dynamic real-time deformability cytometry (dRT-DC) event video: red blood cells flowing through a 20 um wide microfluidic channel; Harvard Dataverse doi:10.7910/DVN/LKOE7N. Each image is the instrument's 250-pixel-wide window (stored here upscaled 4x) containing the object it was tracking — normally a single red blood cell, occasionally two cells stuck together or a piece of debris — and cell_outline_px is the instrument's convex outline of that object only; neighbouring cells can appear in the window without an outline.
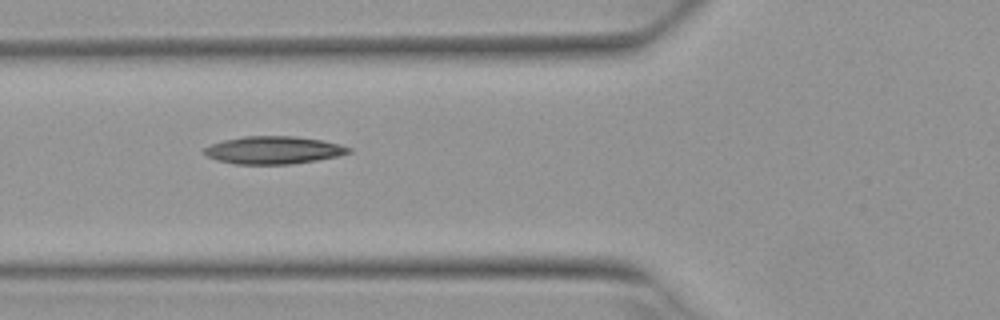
{"species": "Egyptian fruit bat (a non-hibernating species)", "species_latin": "Rousettus aegyptiacus", "temperature_condition": "warm", "stored_images_in_passage": 3, "camera_frame_rate_fps": 3000, "um_per_image_px": 0.085, "animal": {"sex": "female"}, "frame": {"image": 1, "passage_image": 2, "time_ms": 0.333, "image_size_px": [1000, 320], "cell_outline_px": [[352, 152], [336, 156], [316, 160], [292, 164], [236, 164], [216, 160], [208, 156], [204, 152], [204, 148], [212, 144], [224, 140], [244, 136], [296, 136], [320, 140], [340, 144], [352, 148]], "centroid_in_image_um": [23.26, 12.76], "position_along_channel_um": 102.5, "area_um2": 23.18}}
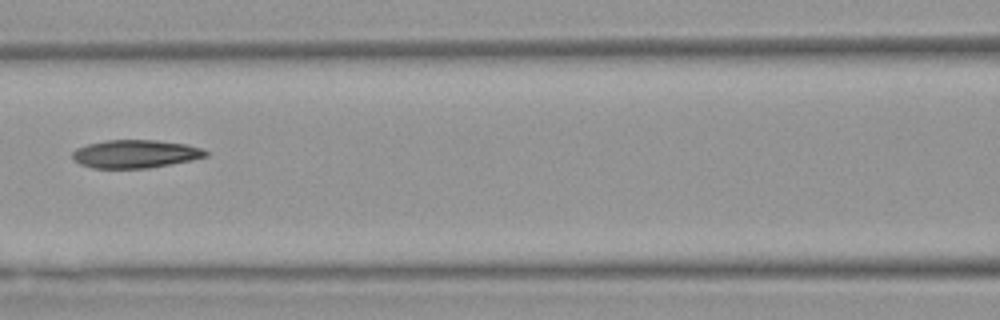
{"frame": {"image": 2, "passage_image": 3, "time_ms": 0.667, "image_size_px": [1000, 320], "cell_outline_px": [[208, 156], [192, 160], [148, 168], [92, 168], [80, 164], [72, 160], [72, 152], [76, 148], [88, 144], [104, 140], [156, 140], [188, 144], [200, 148], [208, 152]], "centroid_in_image_um": [11.48, 13.08], "position_along_channel_um": 155.1, "area_um2": 21.96}}